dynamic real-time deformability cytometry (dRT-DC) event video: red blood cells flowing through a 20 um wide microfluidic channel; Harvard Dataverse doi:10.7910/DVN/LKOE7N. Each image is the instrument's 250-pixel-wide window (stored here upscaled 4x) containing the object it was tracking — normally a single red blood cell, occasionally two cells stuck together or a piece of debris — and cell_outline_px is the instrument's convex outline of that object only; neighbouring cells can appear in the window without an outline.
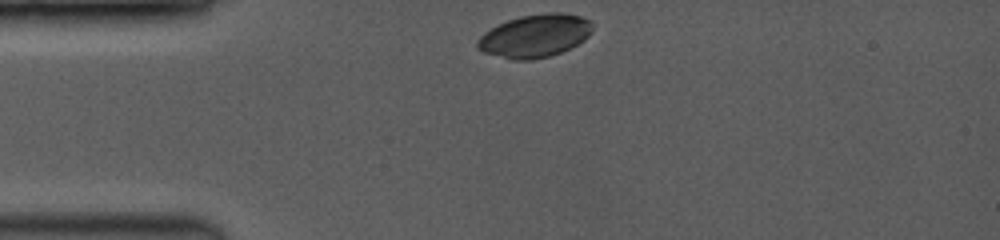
{"species": "common noctule bat (a hibernating species)", "species_latin": "Nyctalus noctula", "temperature_condition": "room temperature", "stored_images_in_passage": 36, "camera_frame_rate_fps": 3500, "um_per_image_px": 0.085, "animal": {"sex": "female", "body_mass_g": 19.0, "forearm_length_mm": 53.3}, "frame": {"image": 1, "passage_image": 1, "time_ms": 0.0, "image_size_px": [1000, 240], "cell_outline_px": [[592, 28], [588, 36], [584, 40], [560, 52], [548, 56], [528, 60], [512, 60], [484, 52], [476, 48], [476, 40], [484, 32], [508, 20], [520, 16], [548, 12], [560, 12], [580, 16], [592, 20]], "centroid_in_image_um": [45.46, 3.04], "position_along_channel_um": 39.5, "area_um2": 28.61}}
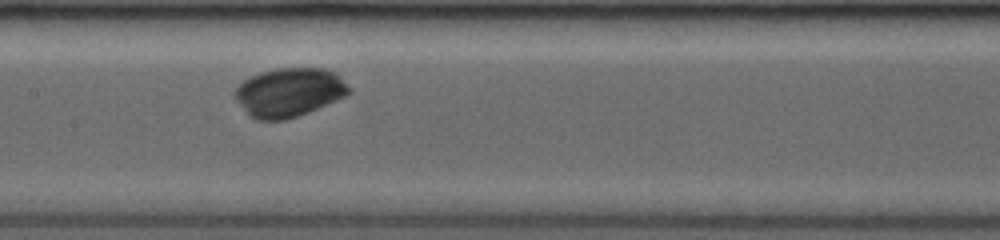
{"frame": {"image": 2, "passage_image": 16, "time_ms": 4.286, "image_size_px": [1000, 240], "cell_outline_px": [[352, 92], [336, 100], [308, 112], [284, 120], [256, 120], [248, 116], [236, 100], [232, 92], [244, 80], [260, 72], [276, 68], [324, 68], [336, 72], [352, 88]], "centroid_in_image_um": [24.57, 7.84], "position_along_channel_um": 182.8, "area_um2": 32.66}}
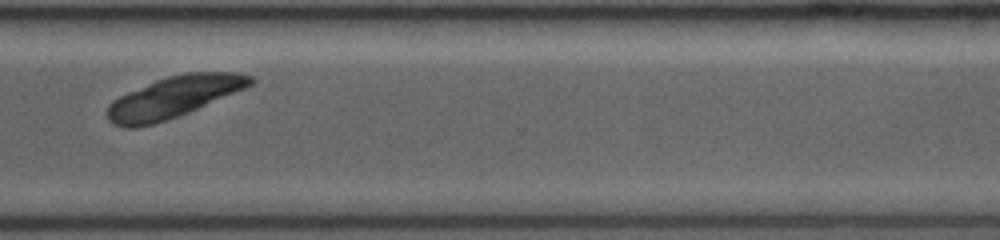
{"frame": {"image": 3, "passage_image": 31, "time_ms": 8.571, "image_size_px": [1000, 240], "cell_outline_px": [[256, 80], [252, 84], [244, 88], [188, 112], [152, 124], [136, 128], [124, 128], [112, 124], [108, 120], [108, 104], [112, 100], [128, 92], [156, 80], [168, 76], [184, 72], [240, 72], [252, 76]], "centroid_in_image_um": [14.75, 8.24], "position_along_channel_um": 355.9, "area_um2": 34.04}}